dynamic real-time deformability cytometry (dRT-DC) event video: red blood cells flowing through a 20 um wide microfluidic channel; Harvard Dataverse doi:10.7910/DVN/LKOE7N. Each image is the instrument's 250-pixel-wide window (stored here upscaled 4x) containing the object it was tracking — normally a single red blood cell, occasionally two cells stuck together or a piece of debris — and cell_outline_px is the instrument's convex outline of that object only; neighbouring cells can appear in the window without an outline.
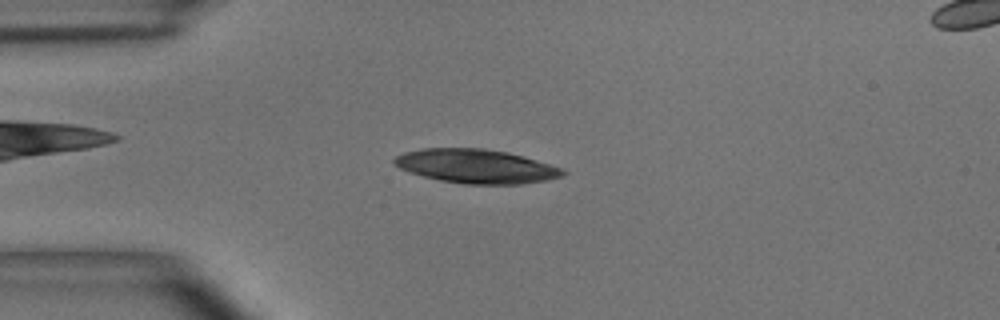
{"species": "common noctule bat (a hibernating species)", "species_latin": "Nyctalus noctula", "temperature_condition": "room temperature", "stored_images_in_passage": 34, "camera_frame_rate_fps": 3000, "um_per_image_px": 0.085, "animal": {"sex": "male", "body_mass_g": 15.6}, "frame": {"image": 1, "passage_image": 1, "time_ms": 0.0, "image_size_px": [1000, 320], "cell_outline_px": [[568, 172], [564, 176], [548, 180], [520, 184], [464, 184], [440, 180], [408, 172], [392, 164], [392, 160], [396, 156], [404, 152], [424, 148], [484, 148], [508, 152], [564, 168]], "centroid_in_image_um": [40.49, 14.13], "position_along_channel_um": 44.5, "area_um2": 33.58}}